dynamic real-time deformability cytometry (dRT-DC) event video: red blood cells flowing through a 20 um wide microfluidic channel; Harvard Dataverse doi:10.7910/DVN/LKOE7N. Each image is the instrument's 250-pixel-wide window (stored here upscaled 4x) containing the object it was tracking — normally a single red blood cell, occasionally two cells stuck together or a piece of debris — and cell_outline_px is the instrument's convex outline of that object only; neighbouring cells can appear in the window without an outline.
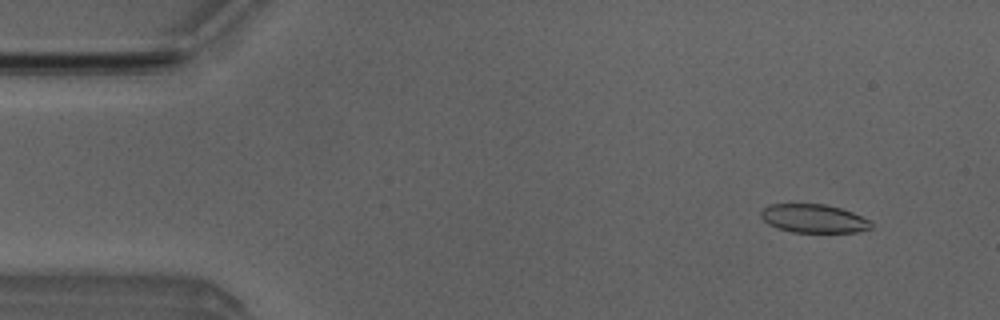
{"species": "Egyptian fruit bat (a non-hibernating species)", "species_latin": "Rousettus aegyptiacus", "temperature_condition": "room temperature", "stored_images_in_passage": 52, "camera_frame_rate_fps": 3000, "um_per_image_px": 0.085, "animal": {"sex": "male"}, "frame": {"image": 1, "passage_image": 5, "time_ms": 1.333, "image_size_px": [1000, 320], "cell_outline_px": [[872, 228], [856, 232], [792, 232], [768, 224], [760, 216], [760, 212], [768, 204], [824, 204], [840, 208], [852, 212], [868, 220], [872, 224]], "centroid_in_image_um": [69.14, 18.57], "position_along_channel_um": 15.9, "area_um2": 18.15}}
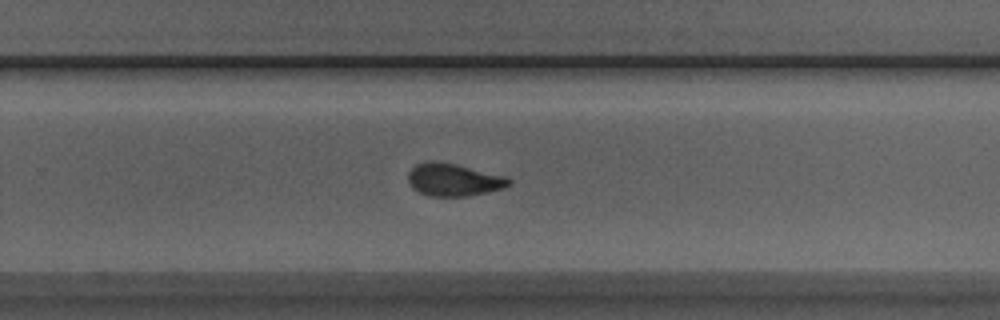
{"frame": {"image": 2, "passage_image": 33, "time_ms": 10.667, "image_size_px": [1000, 320], "cell_outline_px": [[512, 184], [504, 188], [468, 196], [428, 196], [412, 188], [408, 180], [408, 172], [416, 164], [432, 160], [456, 164], [508, 176], [512, 180]], "centroid_in_image_um": [38.59, 15.27], "position_along_channel_um": 291.2, "area_um2": 19.31}}
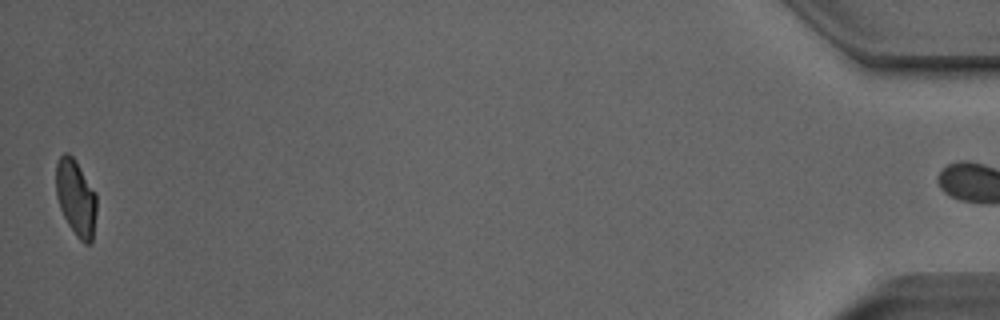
{"frame": {"image": 3, "passage_image": 51, "time_ms": 16.667, "image_size_px": [1000, 320], "cell_outline_px": [[96, 212], [92, 240], [88, 244], [84, 244], [76, 236], [68, 224], [60, 208], [56, 196], [56, 164], [60, 156], [64, 152], [68, 152], [72, 156], [96, 192]], "centroid_in_image_um": [6.45, 16.81], "position_along_channel_um": 428.8, "area_um2": 17.98}, "authors_computed_cell_mechanics": {"area_um2": 19.3052, "velocity_mm_per_s": 3.9902, "shape_relaxation_time_tau1_ms": 4.0415, "shape_relaxation_time_tau2_ms": 1.2613, "deformation_change_tau1": 0.1157, "deformation_change_tau2": 0.0729}}